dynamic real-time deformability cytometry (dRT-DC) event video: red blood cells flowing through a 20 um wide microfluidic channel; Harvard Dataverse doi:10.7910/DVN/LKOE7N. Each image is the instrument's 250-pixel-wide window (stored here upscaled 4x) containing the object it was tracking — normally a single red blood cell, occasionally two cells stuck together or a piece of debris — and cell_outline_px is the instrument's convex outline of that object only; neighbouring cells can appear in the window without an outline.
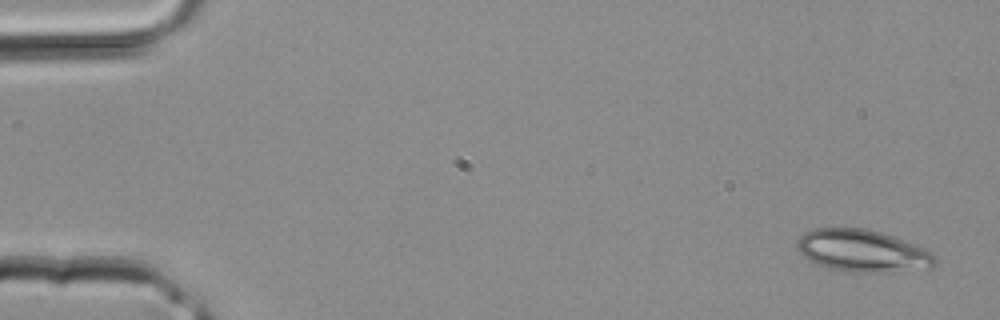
{"species": "common noctule bat (a hibernating species)", "species_latin": "Nyctalus noctula", "temperature_condition": "room temperature", "stored_images_in_passage": 4, "camera_frame_rate_fps": 3000, "um_per_image_px": 0.085, "animal": {"sex": "male", "body_mass_g": 20.4}, "frame": {"image": 1, "passage_image": 1, "time_ms": 0.0, "image_size_px": [1000, 320], "cell_outline_px": [[936, 264], [932, 268], [888, 272], [860, 272], [828, 268], [816, 264], [808, 260], [796, 248], [796, 240], [804, 232], [812, 228], [864, 228], [880, 232], [892, 236], [932, 252], [936, 256]], "centroid_in_image_um": [73.28, 21.32], "position_along_channel_um": 11.7, "area_um2": 33.87}}